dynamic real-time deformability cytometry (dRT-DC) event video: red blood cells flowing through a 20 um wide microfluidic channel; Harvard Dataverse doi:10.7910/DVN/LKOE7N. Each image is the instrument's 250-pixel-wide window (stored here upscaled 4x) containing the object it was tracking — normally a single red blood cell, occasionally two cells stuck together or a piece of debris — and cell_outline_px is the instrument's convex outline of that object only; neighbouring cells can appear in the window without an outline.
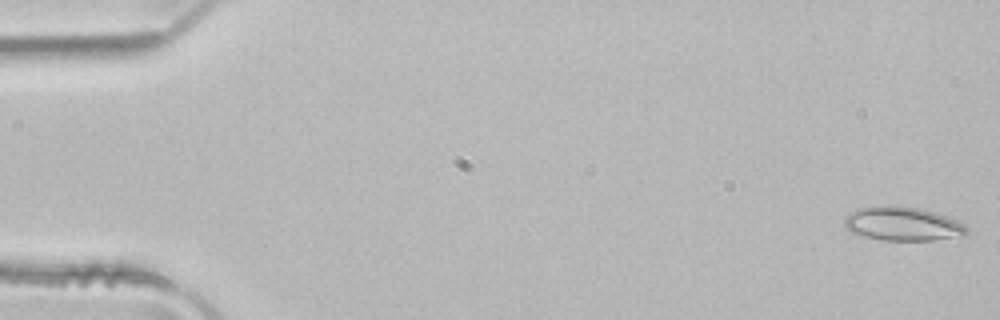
{"species": "common noctule bat (a hibernating species)", "species_latin": "Nyctalus noctula", "temperature_condition": "room temperature", "stored_images_in_passage": 10, "camera_frame_rate_fps": 3000, "um_per_image_px": 0.085, "animal": {"sex": "male", "body_mass_g": 21.5, "forearm_length_mm": 52.0}, "frame": {"image": 1, "passage_image": 1, "time_ms": 0.0, "image_size_px": [1000, 320], "cell_outline_px": [[968, 236], [932, 240], [884, 240], [864, 236], [852, 232], [844, 224], [844, 216], [856, 208], [888, 204], [920, 208], [936, 212], [956, 220], [964, 224], [968, 228]], "centroid_in_image_um": [76.75, 19.01], "position_along_channel_um": 8.3, "area_um2": 24.51}}